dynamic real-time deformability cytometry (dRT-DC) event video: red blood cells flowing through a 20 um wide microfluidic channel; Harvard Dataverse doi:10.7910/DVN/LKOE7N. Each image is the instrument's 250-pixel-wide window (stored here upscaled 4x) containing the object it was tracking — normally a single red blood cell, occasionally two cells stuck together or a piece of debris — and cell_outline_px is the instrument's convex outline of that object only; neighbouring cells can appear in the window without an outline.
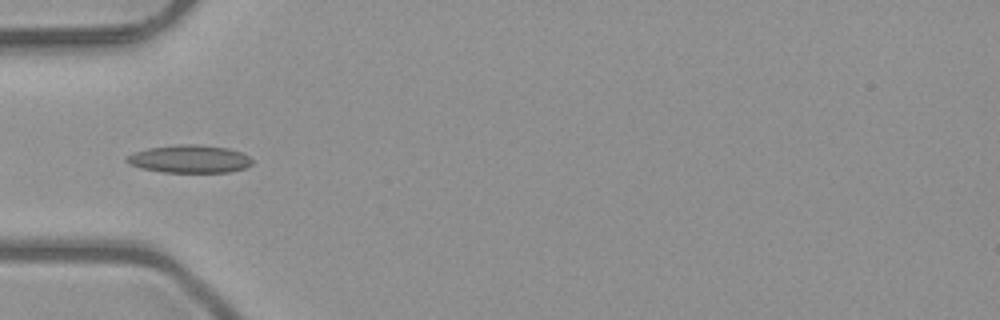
{"species": "common noctule bat (a hibernating species)", "species_latin": "Nyctalus noctula", "temperature_condition": "room temperature", "stored_images_in_passage": 6, "camera_frame_rate_fps": 3000, "um_per_image_px": 0.085, "animal": {"sex": "male", "body_mass_g": 23.1, "forearm_length_mm": 52.7}, "frame": {"image": 1, "passage_image": 5, "time_ms": 1.333, "image_size_px": [1000, 320], "cell_outline_px": [[252, 164], [244, 168], [232, 172], [160, 172], [140, 168], [128, 164], [124, 160], [124, 156], [132, 152], [148, 148], [176, 144], [196, 144], [228, 148], [240, 152], [248, 156], [252, 160]], "centroid_in_image_um": [16.04, 13.51], "position_along_channel_um": 69.0, "area_um2": 20.63}}
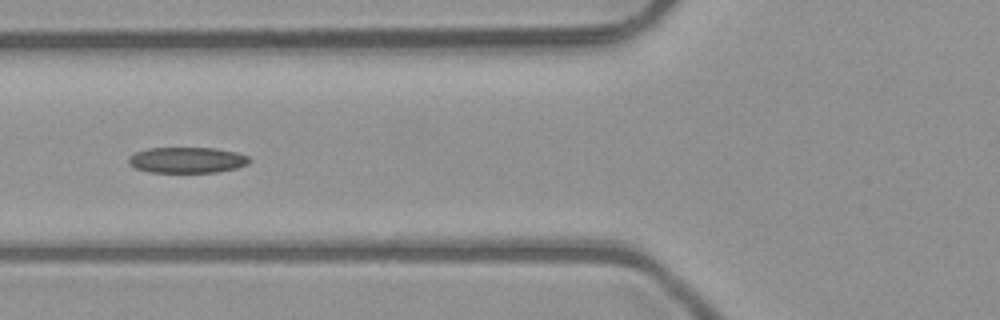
{"frame": {"image": 2, "passage_image": 6, "time_ms": 1.667, "image_size_px": [1000, 320], "cell_outline_px": [[252, 160], [248, 164], [236, 168], [216, 172], [148, 172], [136, 168], [128, 164], [128, 156], [136, 152], [148, 148], [216, 148], [236, 152], [248, 156]], "centroid_in_image_um": [15.9, 13.6], "position_along_channel_um": 109.9, "area_um2": 18.26}}